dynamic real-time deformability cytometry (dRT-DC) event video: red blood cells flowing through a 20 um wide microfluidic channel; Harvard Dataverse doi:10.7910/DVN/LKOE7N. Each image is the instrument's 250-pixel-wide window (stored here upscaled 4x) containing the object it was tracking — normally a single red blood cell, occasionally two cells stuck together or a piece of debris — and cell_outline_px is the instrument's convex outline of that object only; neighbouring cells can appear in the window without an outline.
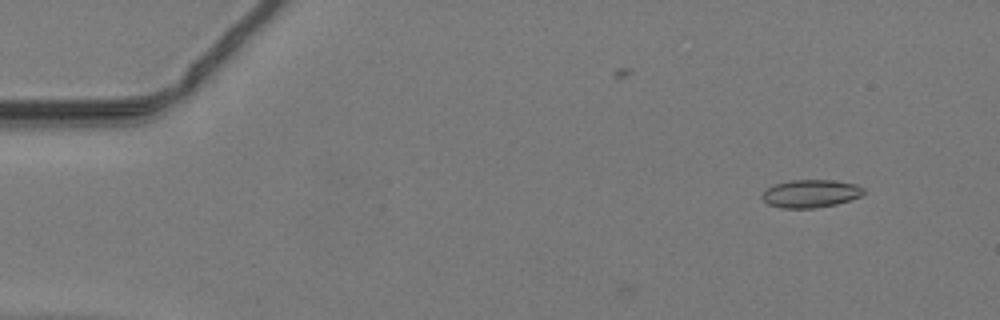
{"species": "common noctule bat (a hibernating species)", "species_latin": "Nyctalus noctula", "temperature_condition": "warm", "stored_images_in_passage": 46, "camera_frame_rate_fps": 3000, "um_per_image_px": 0.085, "animal": {"sex": "male", "body_mass_g": 19.2, "forearm_length_mm": 51.8}, "frame": {"image": 1, "passage_image": 3, "time_ms": 0.667, "image_size_px": [1000, 320], "cell_outline_px": [[864, 192], [860, 196], [836, 204], [816, 208], [780, 208], [768, 204], [760, 196], [768, 188], [776, 184], [792, 180], [832, 180], [856, 184], [864, 188]], "centroid_in_image_um": [68.9, 16.46], "position_along_channel_um": 16.1, "area_um2": 16.36}}
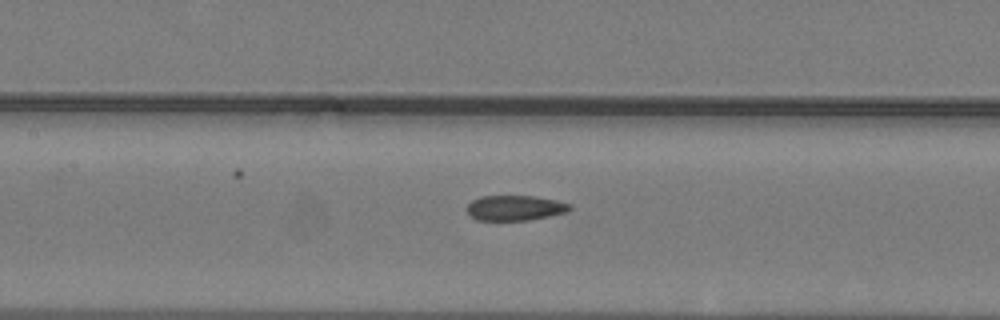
{"frame": {"image": 2, "passage_image": 21, "time_ms": 6.667, "image_size_px": [1000, 320], "cell_outline_px": [[572, 208], [568, 212], [532, 220], [476, 220], [468, 212], [468, 204], [472, 200], [480, 196], [532, 196], [556, 200], [572, 204]], "centroid_in_image_um": [43.82, 17.67], "position_along_channel_um": 163.6, "area_um2": 15.14}}
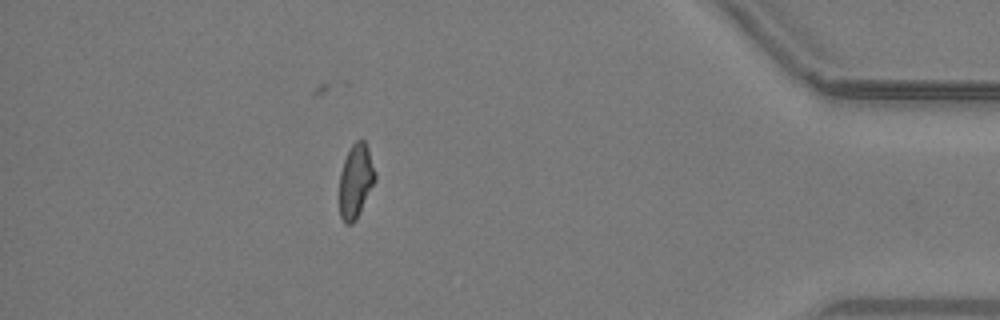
{"frame": {"image": 3, "passage_image": 41, "time_ms": 13.333, "image_size_px": [1000, 320], "cell_outline_px": [[376, 180], [356, 220], [352, 224], [344, 224], [340, 216], [340, 172], [344, 160], [352, 144], [356, 140], [364, 140], [368, 148], [376, 172]], "centroid_in_image_um": [30.25, 15.4], "position_along_channel_um": 405.0, "area_um2": 15.43}}